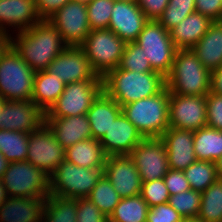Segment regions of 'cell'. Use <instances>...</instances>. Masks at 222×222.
Instances as JSON below:
<instances>
[{"instance_id": "e0dca14e", "label": "cell", "mask_w": 222, "mask_h": 222, "mask_svg": "<svg viewBox=\"0 0 222 222\" xmlns=\"http://www.w3.org/2000/svg\"><path fill=\"white\" fill-rule=\"evenodd\" d=\"M103 174L121 198L140 195L142 181L129 155L107 156Z\"/></svg>"}, {"instance_id": "52a82bcc", "label": "cell", "mask_w": 222, "mask_h": 222, "mask_svg": "<svg viewBox=\"0 0 222 222\" xmlns=\"http://www.w3.org/2000/svg\"><path fill=\"white\" fill-rule=\"evenodd\" d=\"M126 42L110 29L91 30L79 45L99 77L119 66Z\"/></svg>"}, {"instance_id": "484cf974", "label": "cell", "mask_w": 222, "mask_h": 222, "mask_svg": "<svg viewBox=\"0 0 222 222\" xmlns=\"http://www.w3.org/2000/svg\"><path fill=\"white\" fill-rule=\"evenodd\" d=\"M191 51L208 70L222 67V21H213Z\"/></svg>"}, {"instance_id": "bcb514c9", "label": "cell", "mask_w": 222, "mask_h": 222, "mask_svg": "<svg viewBox=\"0 0 222 222\" xmlns=\"http://www.w3.org/2000/svg\"><path fill=\"white\" fill-rule=\"evenodd\" d=\"M137 4L149 20H158L169 0H137Z\"/></svg>"}, {"instance_id": "681fc988", "label": "cell", "mask_w": 222, "mask_h": 222, "mask_svg": "<svg viewBox=\"0 0 222 222\" xmlns=\"http://www.w3.org/2000/svg\"><path fill=\"white\" fill-rule=\"evenodd\" d=\"M11 45V34L0 31V58Z\"/></svg>"}, {"instance_id": "6f0895ef", "label": "cell", "mask_w": 222, "mask_h": 222, "mask_svg": "<svg viewBox=\"0 0 222 222\" xmlns=\"http://www.w3.org/2000/svg\"><path fill=\"white\" fill-rule=\"evenodd\" d=\"M117 1L137 2V0H117Z\"/></svg>"}, {"instance_id": "9f6ffc18", "label": "cell", "mask_w": 222, "mask_h": 222, "mask_svg": "<svg viewBox=\"0 0 222 222\" xmlns=\"http://www.w3.org/2000/svg\"><path fill=\"white\" fill-rule=\"evenodd\" d=\"M75 1L87 4V3L91 2L92 0H75Z\"/></svg>"}, {"instance_id": "ab89813d", "label": "cell", "mask_w": 222, "mask_h": 222, "mask_svg": "<svg viewBox=\"0 0 222 222\" xmlns=\"http://www.w3.org/2000/svg\"><path fill=\"white\" fill-rule=\"evenodd\" d=\"M140 195L146 201L149 208L167 203L170 198L163 179L142 182Z\"/></svg>"}, {"instance_id": "6da1fadb", "label": "cell", "mask_w": 222, "mask_h": 222, "mask_svg": "<svg viewBox=\"0 0 222 222\" xmlns=\"http://www.w3.org/2000/svg\"><path fill=\"white\" fill-rule=\"evenodd\" d=\"M11 45L34 72L47 70L50 63L68 46L48 20H41L29 29L12 33Z\"/></svg>"}, {"instance_id": "d4e9b609", "label": "cell", "mask_w": 222, "mask_h": 222, "mask_svg": "<svg viewBox=\"0 0 222 222\" xmlns=\"http://www.w3.org/2000/svg\"><path fill=\"white\" fill-rule=\"evenodd\" d=\"M212 20L198 12L189 14L170 30V36L177 50L191 49L207 32Z\"/></svg>"}, {"instance_id": "8d00e7d4", "label": "cell", "mask_w": 222, "mask_h": 222, "mask_svg": "<svg viewBox=\"0 0 222 222\" xmlns=\"http://www.w3.org/2000/svg\"><path fill=\"white\" fill-rule=\"evenodd\" d=\"M168 203L183 217V219L197 218L201 204V193L194 190L171 195Z\"/></svg>"}, {"instance_id": "ee69618b", "label": "cell", "mask_w": 222, "mask_h": 222, "mask_svg": "<svg viewBox=\"0 0 222 222\" xmlns=\"http://www.w3.org/2000/svg\"><path fill=\"white\" fill-rule=\"evenodd\" d=\"M163 180L170 196L191 190L190 184L183 171L169 169Z\"/></svg>"}, {"instance_id": "8fae6325", "label": "cell", "mask_w": 222, "mask_h": 222, "mask_svg": "<svg viewBox=\"0 0 222 222\" xmlns=\"http://www.w3.org/2000/svg\"><path fill=\"white\" fill-rule=\"evenodd\" d=\"M26 161L42 169L47 175L65 161V149L46 124L29 133Z\"/></svg>"}, {"instance_id": "60d3db41", "label": "cell", "mask_w": 222, "mask_h": 222, "mask_svg": "<svg viewBox=\"0 0 222 222\" xmlns=\"http://www.w3.org/2000/svg\"><path fill=\"white\" fill-rule=\"evenodd\" d=\"M207 126L222 131V95L206 94Z\"/></svg>"}, {"instance_id": "83f0119b", "label": "cell", "mask_w": 222, "mask_h": 222, "mask_svg": "<svg viewBox=\"0 0 222 222\" xmlns=\"http://www.w3.org/2000/svg\"><path fill=\"white\" fill-rule=\"evenodd\" d=\"M65 83L47 70L35 72L32 100L45 113L61 96Z\"/></svg>"}, {"instance_id": "9a60e30c", "label": "cell", "mask_w": 222, "mask_h": 222, "mask_svg": "<svg viewBox=\"0 0 222 222\" xmlns=\"http://www.w3.org/2000/svg\"><path fill=\"white\" fill-rule=\"evenodd\" d=\"M46 113L30 100H5L0 114V128L30 133L45 124Z\"/></svg>"}, {"instance_id": "2e32d148", "label": "cell", "mask_w": 222, "mask_h": 222, "mask_svg": "<svg viewBox=\"0 0 222 222\" xmlns=\"http://www.w3.org/2000/svg\"><path fill=\"white\" fill-rule=\"evenodd\" d=\"M47 71L63 83L102 80L93 70L79 46H67L48 66Z\"/></svg>"}, {"instance_id": "7bdbcfd3", "label": "cell", "mask_w": 222, "mask_h": 222, "mask_svg": "<svg viewBox=\"0 0 222 222\" xmlns=\"http://www.w3.org/2000/svg\"><path fill=\"white\" fill-rule=\"evenodd\" d=\"M183 217L167 202L150 207L146 222H182Z\"/></svg>"}, {"instance_id": "db71d44e", "label": "cell", "mask_w": 222, "mask_h": 222, "mask_svg": "<svg viewBox=\"0 0 222 222\" xmlns=\"http://www.w3.org/2000/svg\"><path fill=\"white\" fill-rule=\"evenodd\" d=\"M182 222H202V221L197 218H193V219H184Z\"/></svg>"}, {"instance_id": "e575fe53", "label": "cell", "mask_w": 222, "mask_h": 222, "mask_svg": "<svg viewBox=\"0 0 222 222\" xmlns=\"http://www.w3.org/2000/svg\"><path fill=\"white\" fill-rule=\"evenodd\" d=\"M87 198L108 218L121 199L104 174L93 187Z\"/></svg>"}, {"instance_id": "4dcf8cb0", "label": "cell", "mask_w": 222, "mask_h": 222, "mask_svg": "<svg viewBox=\"0 0 222 222\" xmlns=\"http://www.w3.org/2000/svg\"><path fill=\"white\" fill-rule=\"evenodd\" d=\"M197 219L202 222H222V179L218 178L201 193Z\"/></svg>"}, {"instance_id": "f6af8a7d", "label": "cell", "mask_w": 222, "mask_h": 222, "mask_svg": "<svg viewBox=\"0 0 222 222\" xmlns=\"http://www.w3.org/2000/svg\"><path fill=\"white\" fill-rule=\"evenodd\" d=\"M195 11L212 21H222V0H195Z\"/></svg>"}, {"instance_id": "d6a6232c", "label": "cell", "mask_w": 222, "mask_h": 222, "mask_svg": "<svg viewBox=\"0 0 222 222\" xmlns=\"http://www.w3.org/2000/svg\"><path fill=\"white\" fill-rule=\"evenodd\" d=\"M29 133L0 128V152L11 162L26 161Z\"/></svg>"}, {"instance_id": "7dc6e473", "label": "cell", "mask_w": 222, "mask_h": 222, "mask_svg": "<svg viewBox=\"0 0 222 222\" xmlns=\"http://www.w3.org/2000/svg\"><path fill=\"white\" fill-rule=\"evenodd\" d=\"M70 0H34L41 20H48L52 15L65 6Z\"/></svg>"}, {"instance_id": "f907efd6", "label": "cell", "mask_w": 222, "mask_h": 222, "mask_svg": "<svg viewBox=\"0 0 222 222\" xmlns=\"http://www.w3.org/2000/svg\"><path fill=\"white\" fill-rule=\"evenodd\" d=\"M9 162L4 157L3 153L0 152V179H2L3 174L5 173Z\"/></svg>"}, {"instance_id": "8992f818", "label": "cell", "mask_w": 222, "mask_h": 222, "mask_svg": "<svg viewBox=\"0 0 222 222\" xmlns=\"http://www.w3.org/2000/svg\"><path fill=\"white\" fill-rule=\"evenodd\" d=\"M35 72L12 45L0 58V96L4 100H30Z\"/></svg>"}, {"instance_id": "816d5d0a", "label": "cell", "mask_w": 222, "mask_h": 222, "mask_svg": "<svg viewBox=\"0 0 222 222\" xmlns=\"http://www.w3.org/2000/svg\"><path fill=\"white\" fill-rule=\"evenodd\" d=\"M7 198L8 196L6 194L5 187L3 185L2 180L0 179V207L3 205V203L5 202Z\"/></svg>"}, {"instance_id": "d6986e66", "label": "cell", "mask_w": 222, "mask_h": 222, "mask_svg": "<svg viewBox=\"0 0 222 222\" xmlns=\"http://www.w3.org/2000/svg\"><path fill=\"white\" fill-rule=\"evenodd\" d=\"M143 139L137 128L121 112L99 142L107 156L129 155Z\"/></svg>"}, {"instance_id": "11a10c76", "label": "cell", "mask_w": 222, "mask_h": 222, "mask_svg": "<svg viewBox=\"0 0 222 222\" xmlns=\"http://www.w3.org/2000/svg\"><path fill=\"white\" fill-rule=\"evenodd\" d=\"M4 103H5V100L0 96V114H1V111L4 107Z\"/></svg>"}, {"instance_id": "4316f807", "label": "cell", "mask_w": 222, "mask_h": 222, "mask_svg": "<svg viewBox=\"0 0 222 222\" xmlns=\"http://www.w3.org/2000/svg\"><path fill=\"white\" fill-rule=\"evenodd\" d=\"M107 155L98 140L89 138L65 149V160L85 168H104Z\"/></svg>"}, {"instance_id": "b9f144b4", "label": "cell", "mask_w": 222, "mask_h": 222, "mask_svg": "<svg viewBox=\"0 0 222 222\" xmlns=\"http://www.w3.org/2000/svg\"><path fill=\"white\" fill-rule=\"evenodd\" d=\"M77 222H108L99 208L88 198L77 199Z\"/></svg>"}, {"instance_id": "3957f363", "label": "cell", "mask_w": 222, "mask_h": 222, "mask_svg": "<svg viewBox=\"0 0 222 222\" xmlns=\"http://www.w3.org/2000/svg\"><path fill=\"white\" fill-rule=\"evenodd\" d=\"M165 79L170 94L203 96L210 92L211 71L191 49L176 51L171 71Z\"/></svg>"}, {"instance_id": "5b68a950", "label": "cell", "mask_w": 222, "mask_h": 222, "mask_svg": "<svg viewBox=\"0 0 222 222\" xmlns=\"http://www.w3.org/2000/svg\"><path fill=\"white\" fill-rule=\"evenodd\" d=\"M103 171L104 168H85L65 160L49 175L50 195L87 198Z\"/></svg>"}, {"instance_id": "277c9868", "label": "cell", "mask_w": 222, "mask_h": 222, "mask_svg": "<svg viewBox=\"0 0 222 222\" xmlns=\"http://www.w3.org/2000/svg\"><path fill=\"white\" fill-rule=\"evenodd\" d=\"M170 92L160 93L122 106V113L144 138L161 137L169 128Z\"/></svg>"}, {"instance_id": "c3c4849f", "label": "cell", "mask_w": 222, "mask_h": 222, "mask_svg": "<svg viewBox=\"0 0 222 222\" xmlns=\"http://www.w3.org/2000/svg\"><path fill=\"white\" fill-rule=\"evenodd\" d=\"M210 91L222 95V67L211 71Z\"/></svg>"}, {"instance_id": "7a4b0ae2", "label": "cell", "mask_w": 222, "mask_h": 222, "mask_svg": "<svg viewBox=\"0 0 222 222\" xmlns=\"http://www.w3.org/2000/svg\"><path fill=\"white\" fill-rule=\"evenodd\" d=\"M102 81L103 91L121 107L130 102L152 97L166 87V79L161 73H140L119 67L109 71Z\"/></svg>"}, {"instance_id": "d590c367", "label": "cell", "mask_w": 222, "mask_h": 222, "mask_svg": "<svg viewBox=\"0 0 222 222\" xmlns=\"http://www.w3.org/2000/svg\"><path fill=\"white\" fill-rule=\"evenodd\" d=\"M195 12V0H169L158 22L168 31Z\"/></svg>"}, {"instance_id": "1f68e13d", "label": "cell", "mask_w": 222, "mask_h": 222, "mask_svg": "<svg viewBox=\"0 0 222 222\" xmlns=\"http://www.w3.org/2000/svg\"><path fill=\"white\" fill-rule=\"evenodd\" d=\"M77 199L49 195L42 222H77Z\"/></svg>"}, {"instance_id": "603a6c76", "label": "cell", "mask_w": 222, "mask_h": 222, "mask_svg": "<svg viewBox=\"0 0 222 222\" xmlns=\"http://www.w3.org/2000/svg\"><path fill=\"white\" fill-rule=\"evenodd\" d=\"M46 199L8 197L0 207V222H42Z\"/></svg>"}, {"instance_id": "f546056e", "label": "cell", "mask_w": 222, "mask_h": 222, "mask_svg": "<svg viewBox=\"0 0 222 222\" xmlns=\"http://www.w3.org/2000/svg\"><path fill=\"white\" fill-rule=\"evenodd\" d=\"M149 206L141 195L121 198L108 222H146Z\"/></svg>"}, {"instance_id": "7402d4cb", "label": "cell", "mask_w": 222, "mask_h": 222, "mask_svg": "<svg viewBox=\"0 0 222 222\" xmlns=\"http://www.w3.org/2000/svg\"><path fill=\"white\" fill-rule=\"evenodd\" d=\"M45 124L64 149L79 141L92 138L86 114L69 117H45Z\"/></svg>"}, {"instance_id": "f35d334b", "label": "cell", "mask_w": 222, "mask_h": 222, "mask_svg": "<svg viewBox=\"0 0 222 222\" xmlns=\"http://www.w3.org/2000/svg\"><path fill=\"white\" fill-rule=\"evenodd\" d=\"M114 2L115 0H92L86 4L91 30L108 28Z\"/></svg>"}, {"instance_id": "74e56055", "label": "cell", "mask_w": 222, "mask_h": 222, "mask_svg": "<svg viewBox=\"0 0 222 222\" xmlns=\"http://www.w3.org/2000/svg\"><path fill=\"white\" fill-rule=\"evenodd\" d=\"M123 70H130L140 73L156 72L144 55V50L135 42H128L118 66Z\"/></svg>"}, {"instance_id": "ba28073f", "label": "cell", "mask_w": 222, "mask_h": 222, "mask_svg": "<svg viewBox=\"0 0 222 222\" xmlns=\"http://www.w3.org/2000/svg\"><path fill=\"white\" fill-rule=\"evenodd\" d=\"M1 180L8 197L46 199L50 195L49 175L28 161L9 163Z\"/></svg>"}, {"instance_id": "836d02e7", "label": "cell", "mask_w": 222, "mask_h": 222, "mask_svg": "<svg viewBox=\"0 0 222 222\" xmlns=\"http://www.w3.org/2000/svg\"><path fill=\"white\" fill-rule=\"evenodd\" d=\"M184 174L194 191L202 193L219 177L216 163L212 161L196 160L184 171Z\"/></svg>"}, {"instance_id": "ffe728a7", "label": "cell", "mask_w": 222, "mask_h": 222, "mask_svg": "<svg viewBox=\"0 0 222 222\" xmlns=\"http://www.w3.org/2000/svg\"><path fill=\"white\" fill-rule=\"evenodd\" d=\"M39 21L41 18L34 0H0V31L16 33Z\"/></svg>"}, {"instance_id": "f5cc1de1", "label": "cell", "mask_w": 222, "mask_h": 222, "mask_svg": "<svg viewBox=\"0 0 222 222\" xmlns=\"http://www.w3.org/2000/svg\"><path fill=\"white\" fill-rule=\"evenodd\" d=\"M217 174L222 179V157L216 161Z\"/></svg>"}, {"instance_id": "4fadbf2b", "label": "cell", "mask_w": 222, "mask_h": 222, "mask_svg": "<svg viewBox=\"0 0 222 222\" xmlns=\"http://www.w3.org/2000/svg\"><path fill=\"white\" fill-rule=\"evenodd\" d=\"M48 21L68 46H79L91 31L86 4L75 0L57 10Z\"/></svg>"}, {"instance_id": "44dd1931", "label": "cell", "mask_w": 222, "mask_h": 222, "mask_svg": "<svg viewBox=\"0 0 222 222\" xmlns=\"http://www.w3.org/2000/svg\"><path fill=\"white\" fill-rule=\"evenodd\" d=\"M160 138L166 147L169 169L184 171L197 160L194 131L169 127Z\"/></svg>"}, {"instance_id": "7c38bea8", "label": "cell", "mask_w": 222, "mask_h": 222, "mask_svg": "<svg viewBox=\"0 0 222 222\" xmlns=\"http://www.w3.org/2000/svg\"><path fill=\"white\" fill-rule=\"evenodd\" d=\"M129 156L133 159L142 182L163 179L169 170L166 147L160 137L144 138Z\"/></svg>"}, {"instance_id": "f1b7e54d", "label": "cell", "mask_w": 222, "mask_h": 222, "mask_svg": "<svg viewBox=\"0 0 222 222\" xmlns=\"http://www.w3.org/2000/svg\"><path fill=\"white\" fill-rule=\"evenodd\" d=\"M193 142L197 160L216 163L222 157V131L204 126L194 131Z\"/></svg>"}, {"instance_id": "cb8c5ba5", "label": "cell", "mask_w": 222, "mask_h": 222, "mask_svg": "<svg viewBox=\"0 0 222 222\" xmlns=\"http://www.w3.org/2000/svg\"><path fill=\"white\" fill-rule=\"evenodd\" d=\"M121 112L122 107L103 91L86 113L92 138L100 141Z\"/></svg>"}, {"instance_id": "5bb4252c", "label": "cell", "mask_w": 222, "mask_h": 222, "mask_svg": "<svg viewBox=\"0 0 222 222\" xmlns=\"http://www.w3.org/2000/svg\"><path fill=\"white\" fill-rule=\"evenodd\" d=\"M207 126L206 95L170 94L169 127L198 130Z\"/></svg>"}, {"instance_id": "30bf717a", "label": "cell", "mask_w": 222, "mask_h": 222, "mask_svg": "<svg viewBox=\"0 0 222 222\" xmlns=\"http://www.w3.org/2000/svg\"><path fill=\"white\" fill-rule=\"evenodd\" d=\"M102 92V80H85L65 84L63 93L46 112V117L84 115Z\"/></svg>"}, {"instance_id": "ac0fdd59", "label": "cell", "mask_w": 222, "mask_h": 222, "mask_svg": "<svg viewBox=\"0 0 222 222\" xmlns=\"http://www.w3.org/2000/svg\"><path fill=\"white\" fill-rule=\"evenodd\" d=\"M148 20L137 2L115 0L108 29L126 43L135 42Z\"/></svg>"}, {"instance_id": "9c48e42d", "label": "cell", "mask_w": 222, "mask_h": 222, "mask_svg": "<svg viewBox=\"0 0 222 222\" xmlns=\"http://www.w3.org/2000/svg\"><path fill=\"white\" fill-rule=\"evenodd\" d=\"M144 50L151 68L166 77L172 68L177 51L172 42L170 31L157 20H148L135 41Z\"/></svg>"}]
</instances>
